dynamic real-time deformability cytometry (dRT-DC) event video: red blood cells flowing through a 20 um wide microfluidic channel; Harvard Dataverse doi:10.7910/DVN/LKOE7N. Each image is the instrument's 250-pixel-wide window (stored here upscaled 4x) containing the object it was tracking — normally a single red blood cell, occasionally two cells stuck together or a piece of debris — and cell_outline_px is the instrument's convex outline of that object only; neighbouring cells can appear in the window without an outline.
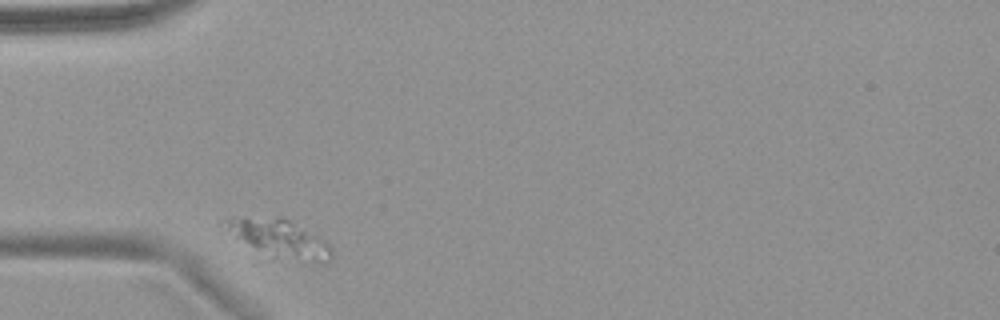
{"species": "common noctule bat (a hibernating species)", "species_latin": "Nyctalus noctula", "temperature_condition": "warm", "stored_images_in_passage": 2, "camera_frame_rate_fps": 3000, "um_per_image_px": 0.085, "animal": {"sex": "female", "body_mass_g": 18.4}, "frame": {"image": 1, "passage_image": 1, "time_ms": 0.0, "image_size_px": [1000, 320], "cell_outline_px": [[332, 256], [324, 264], [320, 264], [272, 260], [236, 236], [220, 220], [280, 216], [288, 220], [324, 240], [332, 248]], "centroid_in_image_um": [23.87, 20.37], "position_along_channel_um": 61.1, "area_um2": 23.35}}
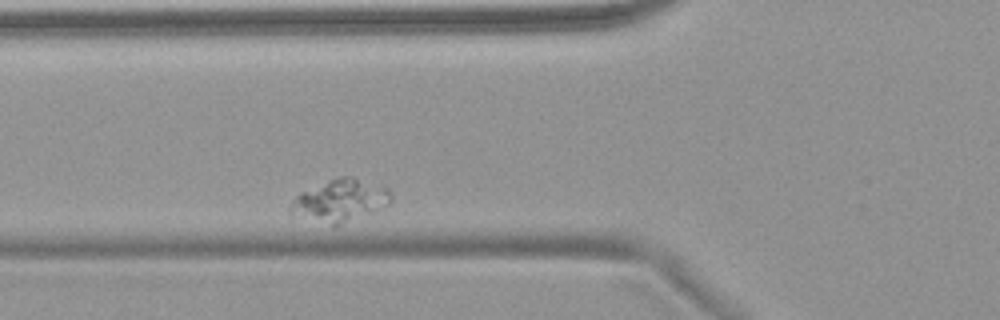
{"frame": {"image": 2, "passage_image": 2, "time_ms": 1.333, "image_size_px": [1000, 320], "cell_outline_px": [[392, 200], [388, 204], [372, 212], [340, 224], [332, 224], [288, 212], [288, 204], [300, 192], [340, 176], [352, 176], [388, 188], [392, 192]], "centroid_in_image_um": [28.93, 17.01], "position_along_channel_um": 96.9, "area_um2": 24.1}}